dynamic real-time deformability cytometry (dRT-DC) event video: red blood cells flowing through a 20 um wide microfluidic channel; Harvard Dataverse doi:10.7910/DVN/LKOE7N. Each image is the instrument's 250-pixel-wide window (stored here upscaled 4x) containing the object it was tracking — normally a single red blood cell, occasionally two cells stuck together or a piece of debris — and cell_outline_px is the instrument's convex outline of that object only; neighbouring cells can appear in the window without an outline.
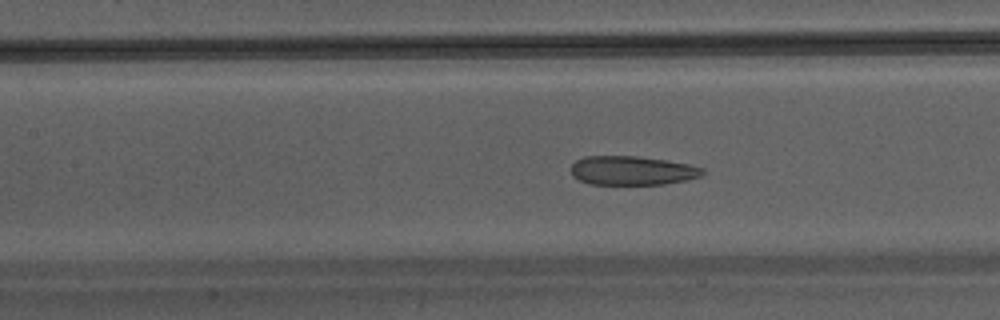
{"species": "Egyptian fruit bat (a non-hibernating species)", "species_latin": "Rousettus aegyptiacus", "temperature_condition": "warm", "stored_images_in_passage": 7, "segment_of_instrument_passage": [2, 2], "camera_frame_rate_fps": 3000, "um_per_image_px": 0.085, "animal": {"sex": "male"}, "frame": {"image": 1, "passage_image": 7, "time_ms": 2.0, "image_size_px": [1000, 320], "cell_outline_px": [[704, 172], [700, 176], [684, 180], [664, 184], [592, 184], [580, 180], [572, 176], [572, 164], [576, 160], [584, 156], [636, 156], [664, 160], [688, 164], [704, 168]], "centroid_in_image_um": [53.71, 14.49], "position_along_channel_um": 153.7, "area_um2": 22.02}}